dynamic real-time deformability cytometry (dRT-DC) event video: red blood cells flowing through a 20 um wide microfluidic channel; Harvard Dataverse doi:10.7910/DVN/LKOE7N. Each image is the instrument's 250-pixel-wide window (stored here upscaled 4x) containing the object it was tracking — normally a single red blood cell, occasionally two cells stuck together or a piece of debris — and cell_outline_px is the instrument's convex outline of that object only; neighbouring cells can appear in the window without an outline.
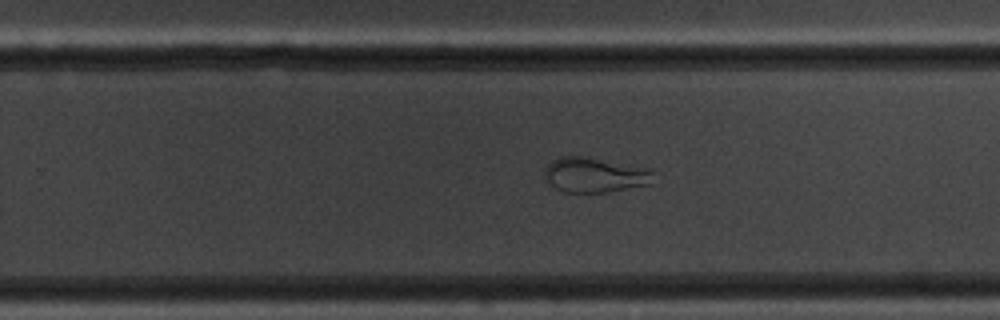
{"species": "common noctule bat (a hibernating species)", "species_latin": "Nyctalus noctula", "temperature_condition": "room temperature", "stored_images_in_passage": 48, "camera_frame_rate_fps": 3000, "um_per_image_px": 0.085, "animal": {"sex": "male", "body_mass_g": 20.1, "forearm_length_mm": 53.5}, "frame": {"image": 1, "passage_image": 29, "time_ms": 9.333, "image_size_px": [1000, 320], "cell_outline_px": [[652, 184], [608, 192], [564, 192], [556, 188], [548, 180], [544, 172], [544, 168], [552, 160], [560, 156], [584, 156], [652, 168]], "centroid_in_image_um": [50.59, 14.86], "position_along_channel_um": 279.2, "area_um2": 22.25}}
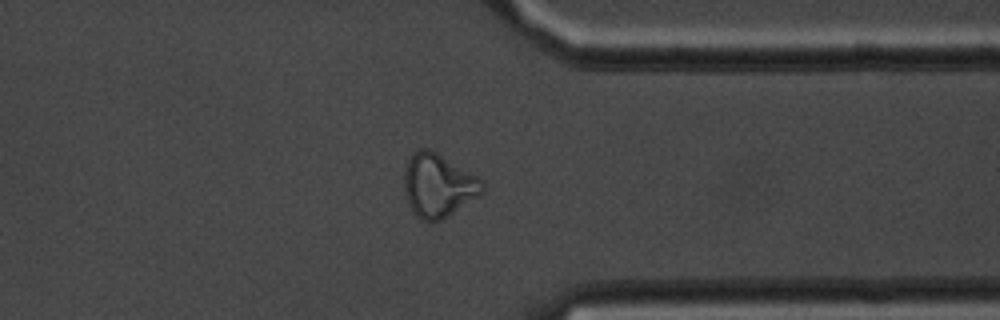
{"frame": {"image": 2, "passage_image": 37, "time_ms": 12.0, "image_size_px": [1000, 320], "cell_outline_px": [[484, 192], [440, 220], [428, 224], [408, 204], [404, 188], [404, 172], [408, 160], [412, 152], [420, 148], [428, 148], [436, 152], [484, 180]], "centroid_in_image_um": [37.24, 15.73], "position_along_channel_um": 374.2, "area_um2": 28.55}}
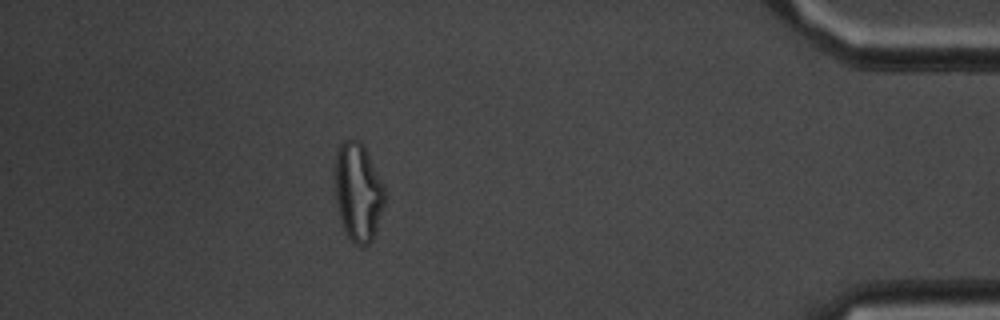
{"frame": {"image": 3, "passage_image": 43, "time_ms": 14.0, "image_size_px": [1000, 320], "cell_outline_px": [[384, 204], [372, 240], [364, 248], [360, 248], [348, 236], [344, 228], [340, 216], [336, 200], [336, 152], [340, 144], [344, 140], [360, 140], [364, 144], [384, 184]], "centroid_in_image_um": [30.46, 16.3], "position_along_channel_um": 404.7, "area_um2": 28.26}}